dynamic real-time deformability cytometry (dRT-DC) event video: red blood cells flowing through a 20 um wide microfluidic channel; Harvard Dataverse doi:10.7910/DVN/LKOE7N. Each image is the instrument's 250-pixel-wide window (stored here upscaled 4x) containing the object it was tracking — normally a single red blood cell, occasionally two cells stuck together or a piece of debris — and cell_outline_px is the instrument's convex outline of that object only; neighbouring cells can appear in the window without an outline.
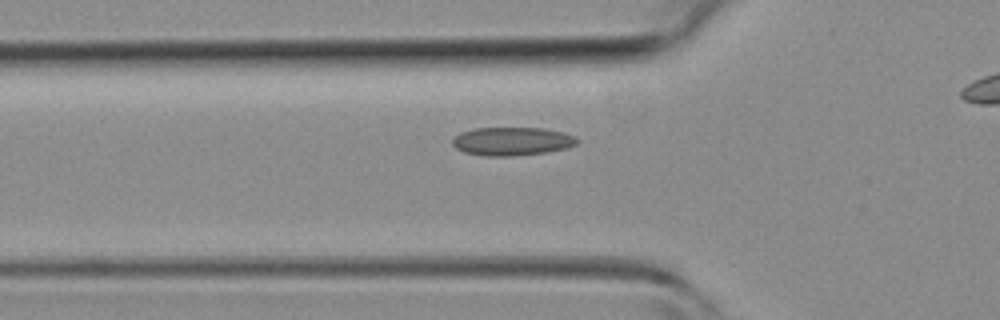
{"species": "common noctule bat (a hibernating species)", "species_latin": "Nyctalus noctula", "temperature_condition": "room temperature", "stored_images_in_passage": 35, "camera_frame_rate_fps": 3000, "um_per_image_px": 0.085, "animal": {"sex": "female", "body_mass_g": 19.3, "forearm_length_mm": 54.1}, "frame": {"image": 1, "passage_image": 14, "time_ms": 4.333, "image_size_px": [1000, 320], "cell_outline_px": [[580, 140], [576, 144], [568, 148], [548, 152], [512, 156], [480, 156], [464, 152], [456, 148], [452, 144], [452, 136], [460, 132], [472, 128], [544, 128], [564, 132], [576, 136]], "centroid_in_image_um": [43.51, 12.01], "position_along_channel_um": 82.3, "area_um2": 21.04}}
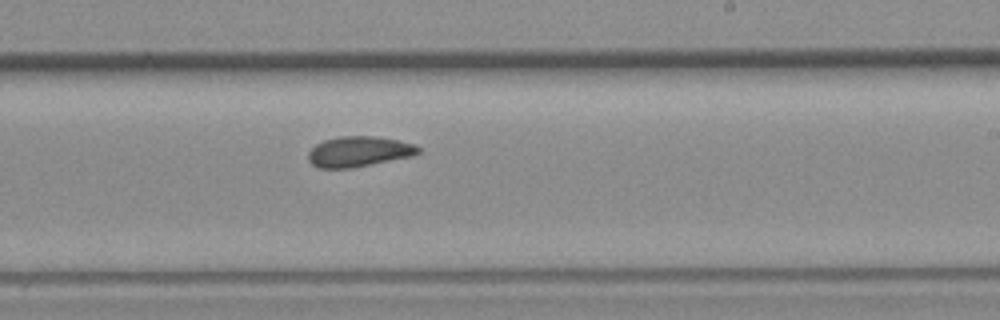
{"frame": {"image": 2, "passage_image": 25, "time_ms": 8.0, "image_size_px": [1000, 320], "cell_outline_px": [[420, 152], [412, 156], [348, 168], [320, 168], [312, 164], [308, 160], [308, 152], [316, 144], [324, 140], [340, 136], [372, 136], [396, 140], [416, 144], [420, 148]], "centroid_in_image_um": [30.49, 12.87], "position_along_channel_um": 258.5, "area_um2": 19.25}}
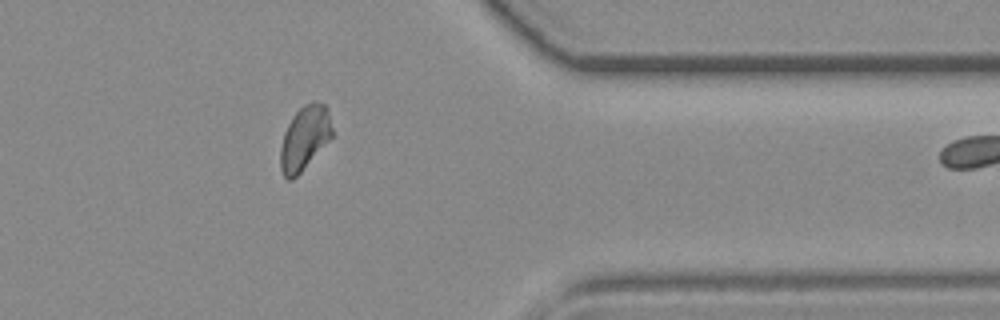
{"frame": {"image": 3, "passage_image": 34, "time_ms": 11.0, "image_size_px": [1000, 320], "cell_outline_px": [[332, 136], [300, 172], [292, 180], [288, 180], [284, 176], [280, 168], [280, 148], [284, 132], [292, 116], [304, 104], [312, 100], [316, 100], [324, 104], [332, 128]], "centroid_in_image_um": [25.85, 11.72], "position_along_channel_um": 385.5, "area_um2": 18.96}}